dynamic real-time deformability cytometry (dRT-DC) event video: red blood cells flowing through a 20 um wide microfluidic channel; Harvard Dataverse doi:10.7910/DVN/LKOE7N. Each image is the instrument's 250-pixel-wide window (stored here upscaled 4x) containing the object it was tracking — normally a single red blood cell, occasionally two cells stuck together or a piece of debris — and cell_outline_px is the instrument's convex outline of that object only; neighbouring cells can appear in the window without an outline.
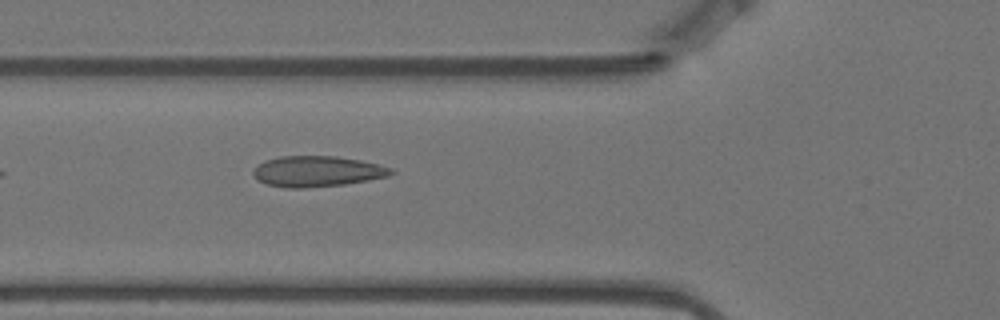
{"species": "Egyptian fruit bat (a non-hibernating species)", "species_latin": "Rousettus aegyptiacus", "temperature_condition": "warm", "stored_images_in_passage": 15, "camera_frame_rate_fps": 3000, "um_per_image_px": 0.085, "animal": {"sex": "female"}, "frame": {"image": 1, "passage_image": 3, "time_ms": 0.667, "image_size_px": [1000, 320], "cell_outline_px": [[396, 172], [388, 176], [368, 180], [344, 184], [304, 188], [284, 188], [268, 184], [260, 180], [252, 172], [264, 160], [280, 156], [336, 156], [360, 160], [380, 164], [392, 168]], "centroid_in_image_um": [27.0, 14.56], "position_along_channel_um": 98.8, "area_um2": 24.57}}
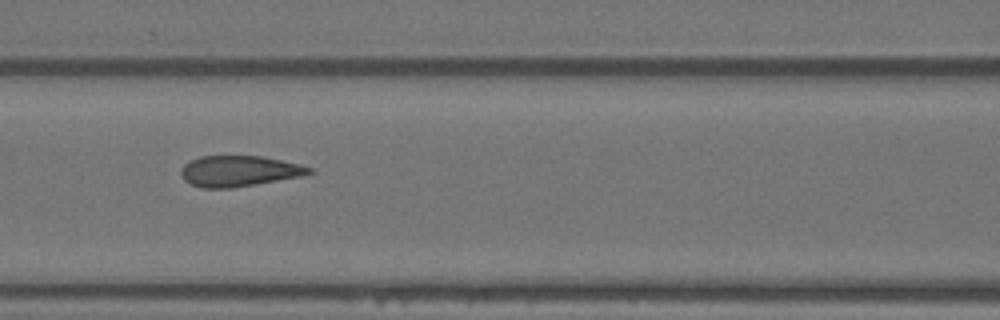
{"frame": {"image": 2, "passage_image": 7, "time_ms": 2.0, "image_size_px": [1000, 320], "cell_outline_px": [[316, 172], [300, 176], [256, 184], [232, 188], [200, 188], [184, 180], [180, 176], [180, 168], [184, 164], [200, 156], [260, 156], [300, 164], [312, 168]], "centroid_in_image_um": [20.29, 14.54], "position_along_channel_um": 146.3, "area_um2": 23.0}}
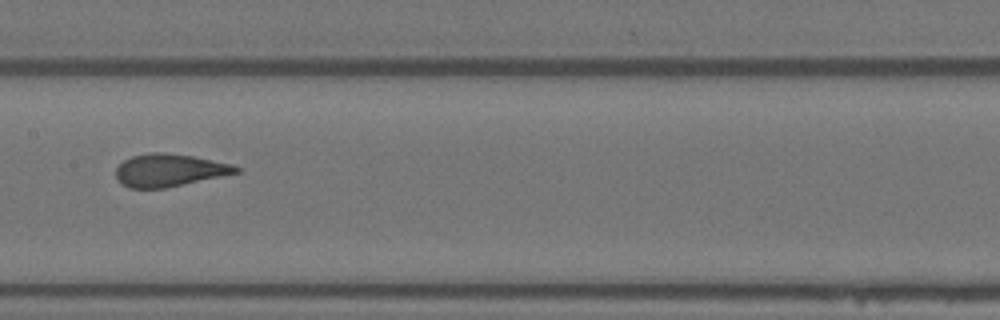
{"frame": {"image": 3, "passage_image": 11, "time_ms": 3.333, "image_size_px": [1000, 320], "cell_outline_px": [[240, 172], [164, 188], [128, 188], [120, 184], [116, 180], [116, 168], [124, 160], [132, 156], [152, 152], [164, 152], [192, 156], [232, 164], [240, 168]], "centroid_in_image_um": [14.34, 14.47], "position_along_channel_um": 193.1, "area_um2": 22.72}}